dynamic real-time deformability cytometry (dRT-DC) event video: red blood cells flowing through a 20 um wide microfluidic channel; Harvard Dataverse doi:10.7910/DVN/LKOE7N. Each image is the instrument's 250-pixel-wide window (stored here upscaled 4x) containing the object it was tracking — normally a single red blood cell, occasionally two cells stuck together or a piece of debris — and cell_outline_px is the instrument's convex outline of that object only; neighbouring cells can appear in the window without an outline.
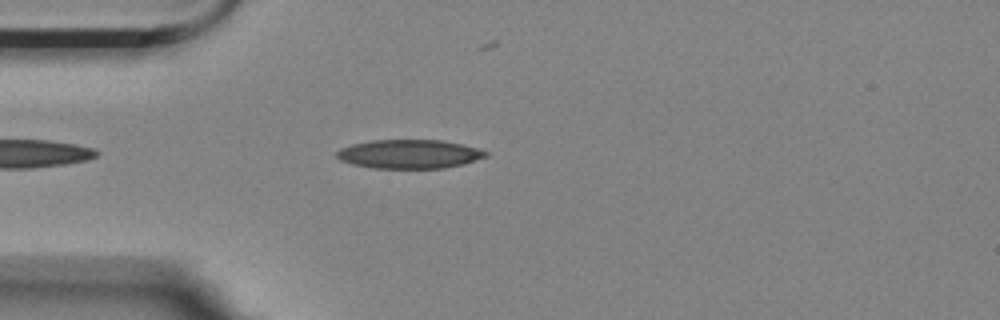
{"species": "Egyptian fruit bat (a non-hibernating species)", "species_latin": "Rousettus aegyptiacus", "temperature_condition": "room temperature", "stored_images_in_passage": 27, "camera_frame_rate_fps": 3000, "um_per_image_px": 0.085, "animal": {"sex": "female"}, "frame": {"image": 1, "passage_image": 5, "time_ms": 1.333, "image_size_px": [1000, 320], "cell_outline_px": [[488, 156], [464, 164], [444, 168], [372, 168], [352, 164], [340, 160], [336, 156], [336, 152], [340, 148], [352, 144], [372, 140], [440, 140], [460, 144], [476, 148], [488, 152]], "centroid_in_image_um": [34.77, 13.1], "position_along_channel_um": 50.2, "area_um2": 25.03}}
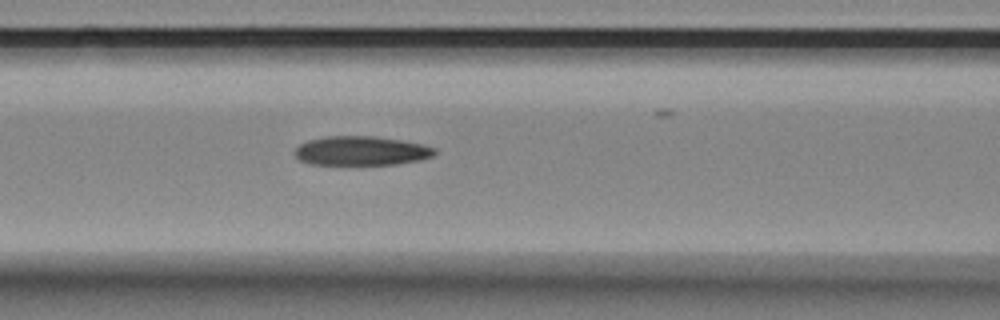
{"frame": {"image": 2, "passage_image": 13, "time_ms": 4.0, "image_size_px": [1000, 320], "cell_outline_px": [[436, 152], [432, 156], [420, 160], [396, 164], [312, 164], [300, 160], [296, 156], [296, 148], [300, 144], [308, 140], [324, 136], [376, 136], [424, 144], [436, 148]], "centroid_in_image_um": [30.73, 12.81], "position_along_channel_um": 135.9, "area_um2": 23.7}}
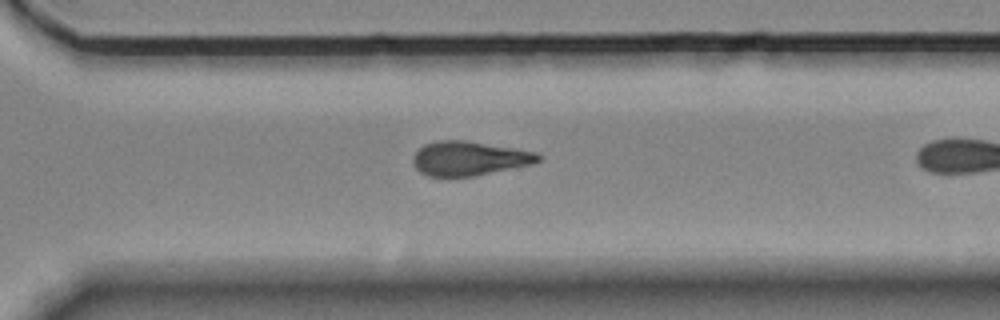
{"frame": {"image": 3, "passage_image": 26, "time_ms": 8.333, "image_size_px": [1000, 320], "cell_outline_px": [[540, 160], [532, 164], [476, 176], [428, 176], [420, 172], [412, 164], [412, 156], [424, 144], [436, 140], [464, 140], [516, 148], [536, 152], [540, 156]], "centroid_in_image_um": [39.86, 13.46], "position_along_channel_um": 330.7, "area_um2": 25.09}}